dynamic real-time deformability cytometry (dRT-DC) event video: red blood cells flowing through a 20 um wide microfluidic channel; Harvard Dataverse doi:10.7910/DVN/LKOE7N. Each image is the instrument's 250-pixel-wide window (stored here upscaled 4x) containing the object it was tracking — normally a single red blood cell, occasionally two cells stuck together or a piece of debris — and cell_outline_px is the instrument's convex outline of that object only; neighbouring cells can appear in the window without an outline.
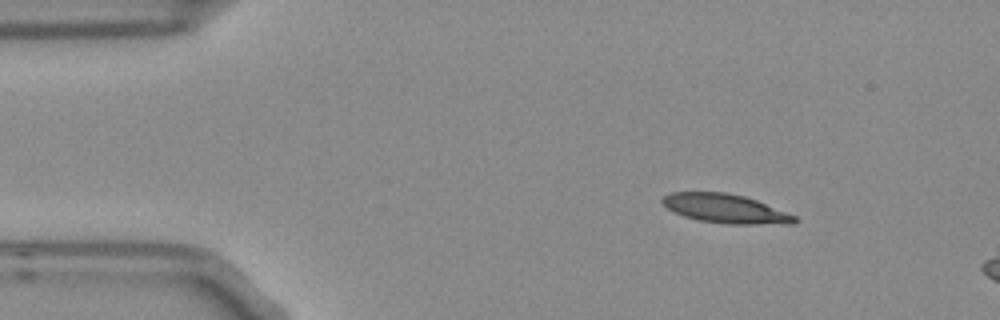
{"species": "Egyptian fruit bat (a non-hibernating species)", "species_latin": "Rousettus aegyptiacus", "temperature_condition": "room temperature", "stored_images_in_passage": 3, "camera_frame_rate_fps": 3000, "um_per_image_px": 0.085, "frame": {"image": 1, "passage_image": 1, "time_ms": 0.0, "image_size_px": [1000, 320], "cell_outline_px": [[800, 220], [792, 224], [728, 224], [700, 220], [684, 216], [672, 212], [660, 200], [664, 196], [672, 192], [724, 192], [744, 196], [756, 200], [796, 216]], "centroid_in_image_um": [61.67, 17.74], "position_along_channel_um": 23.3, "area_um2": 22.25}}